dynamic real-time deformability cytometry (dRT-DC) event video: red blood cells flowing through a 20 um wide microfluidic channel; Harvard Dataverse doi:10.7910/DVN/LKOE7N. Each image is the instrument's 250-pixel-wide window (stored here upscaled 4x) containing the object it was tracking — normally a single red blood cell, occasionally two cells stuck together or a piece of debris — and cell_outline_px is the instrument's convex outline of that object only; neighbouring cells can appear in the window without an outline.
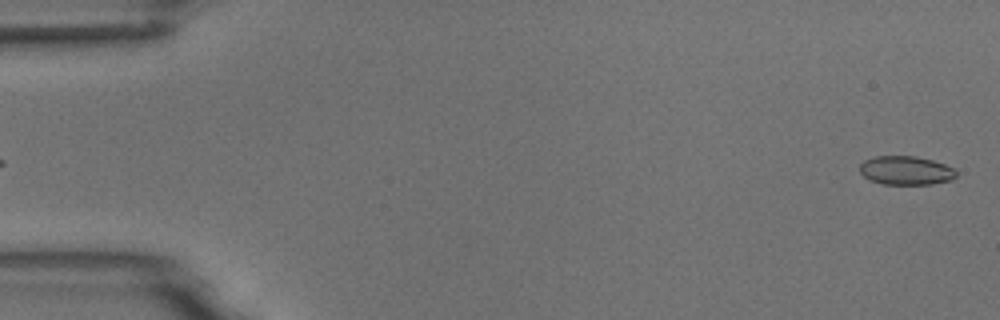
{"species": "common noctule bat (a hibernating species)", "species_latin": "Nyctalus noctula", "temperature_condition": "room temperature", "stored_images_in_passage": 5, "segment_of_instrument_passage": [2, 2], "camera_frame_rate_fps": 3000, "um_per_image_px": 0.085, "animal": {"sex": "male", "body_mass_g": 18.8}, "frame": {"image": 1, "passage_image": 5, "time_ms": 5.333, "image_size_px": [1000, 320], "cell_outline_px": [[956, 176], [952, 180], [932, 184], [884, 184], [868, 180], [860, 172], [860, 164], [864, 160], [876, 156], [916, 156], [932, 160], [944, 164], [952, 168], [956, 172]], "centroid_in_image_um": [76.98, 14.49], "position_along_channel_um": 8.0, "area_um2": 16.18}}